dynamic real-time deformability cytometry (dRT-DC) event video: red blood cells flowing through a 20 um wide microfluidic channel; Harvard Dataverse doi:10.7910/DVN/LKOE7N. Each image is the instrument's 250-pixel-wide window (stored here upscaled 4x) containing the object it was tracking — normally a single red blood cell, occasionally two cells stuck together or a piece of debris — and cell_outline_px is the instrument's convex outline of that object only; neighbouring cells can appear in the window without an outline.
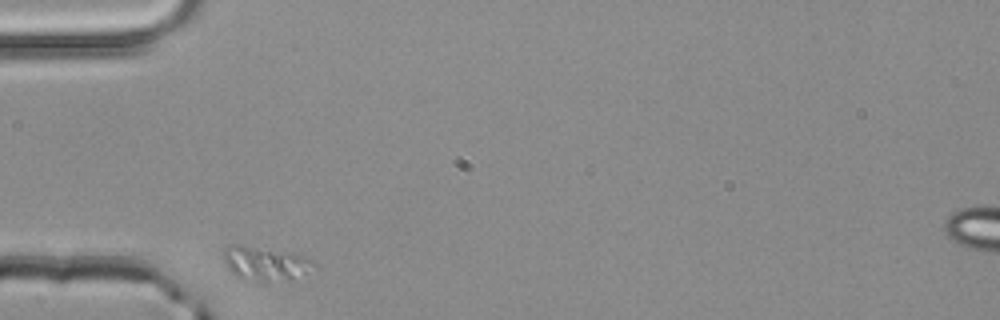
{"species": "common noctule bat (a hibernating species)", "species_latin": "Nyctalus noctula", "temperature_condition": "room temperature", "stored_images_in_passage": 29, "camera_frame_rate_fps": 3000, "um_per_image_px": 0.085, "animal": {"sex": "male", "body_mass_g": 20.4}, "frame": {"image": 1, "passage_image": 1, "time_ms": 0.0, "image_size_px": [1000, 320], "cell_outline_px": [[316, 268], [288, 280], [268, 284], [236, 276], [228, 268], [224, 260], [224, 248], [228, 244], [240, 244], [304, 256], [312, 260], [316, 264]], "centroid_in_image_um": [22.54, 22.42], "position_along_channel_um": 62.5, "area_um2": 17.92}}